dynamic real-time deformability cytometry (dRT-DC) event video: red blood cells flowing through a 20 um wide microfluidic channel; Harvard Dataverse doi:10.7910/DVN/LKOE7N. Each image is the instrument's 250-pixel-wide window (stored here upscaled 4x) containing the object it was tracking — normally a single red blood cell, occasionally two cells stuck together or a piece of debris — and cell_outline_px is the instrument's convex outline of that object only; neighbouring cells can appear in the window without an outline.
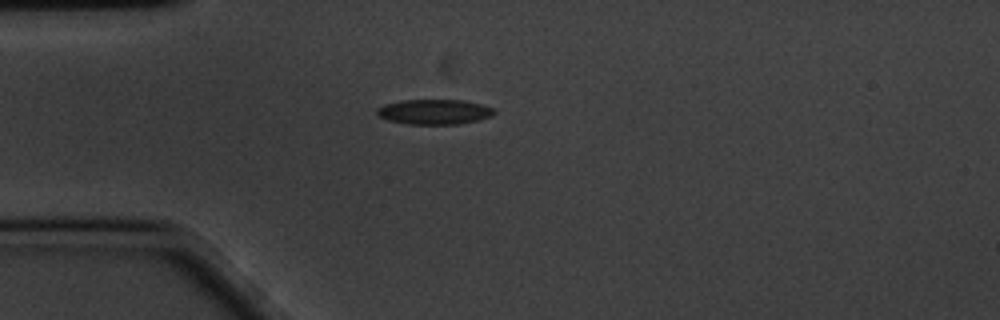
{"species": "common noctule bat (a hibernating species)", "species_latin": "Nyctalus noctula", "temperature_condition": "cold", "stored_images_in_passage": 44, "camera_frame_rate_fps": 3000, "um_per_image_px": 0.085, "animal": {"sex": "male", "body_mass_g": 20.1, "forearm_length_mm": 53.5}, "frame": {"image": 1, "passage_image": 1, "time_ms": 0.0, "image_size_px": [1000, 320], "cell_outline_px": [[496, 112], [492, 116], [480, 120], [460, 124], [408, 124], [388, 120], [376, 116], [376, 108], [384, 104], [404, 100], [464, 100], [496, 108]], "centroid_in_image_um": [36.93, 9.51], "position_along_channel_um": 48.1, "area_um2": 17.34}}
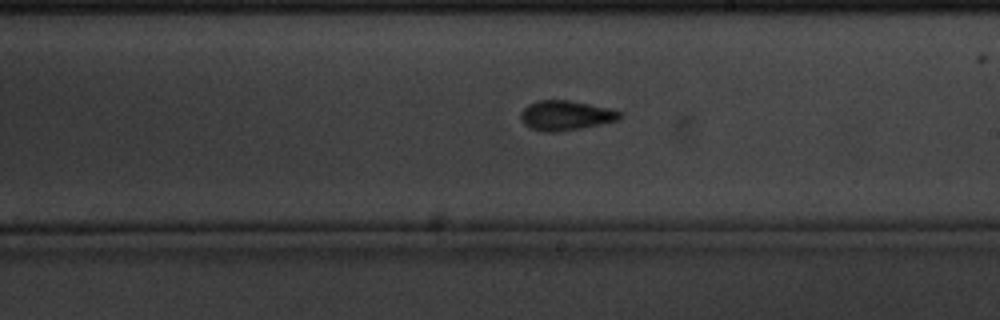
{"frame": {"image": 2, "passage_image": 19, "time_ms": 6.0, "image_size_px": [1000, 320], "cell_outline_px": [[624, 116], [620, 120], [560, 132], [544, 132], [532, 128], [524, 124], [520, 120], [520, 112], [528, 104], [540, 100], [568, 100], [612, 108], [624, 112]], "centroid_in_image_um": [48.13, 9.81], "position_along_channel_um": 240.9, "area_um2": 17.46}}
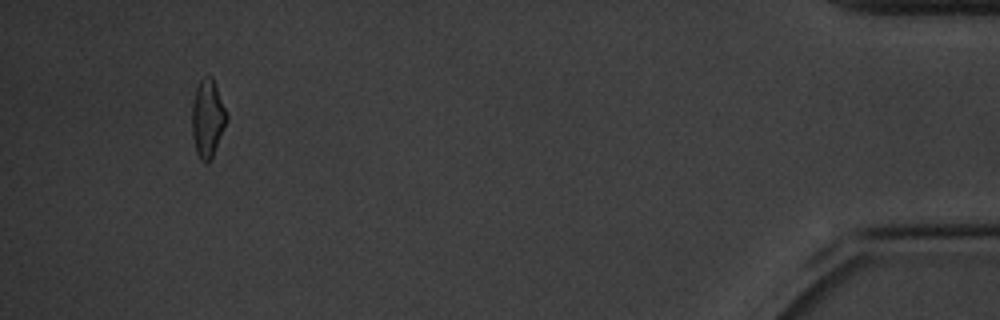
{"frame": {"image": 3, "passage_image": 41, "time_ms": 13.333, "image_size_px": [1000, 320], "cell_outline_px": [[228, 120], [212, 156], [208, 164], [200, 160], [196, 152], [192, 136], [192, 104], [196, 88], [200, 80], [208, 76], [212, 76], [228, 116]], "centroid_in_image_um": [17.64, 10.09], "position_along_channel_um": 417.6, "area_um2": 15.61}, "authors_computed_cell_mechanics": {"area_um2": 16.5019, "velocity_mm_per_s": 3.3904, "shape_relaxation_time_tau1_ms": 3.166, "shape_relaxation_time_tau2_ms": 3.0706, "deformation_change_tau1": 0.1064, "deformation_change_tau2": 0.0742}}